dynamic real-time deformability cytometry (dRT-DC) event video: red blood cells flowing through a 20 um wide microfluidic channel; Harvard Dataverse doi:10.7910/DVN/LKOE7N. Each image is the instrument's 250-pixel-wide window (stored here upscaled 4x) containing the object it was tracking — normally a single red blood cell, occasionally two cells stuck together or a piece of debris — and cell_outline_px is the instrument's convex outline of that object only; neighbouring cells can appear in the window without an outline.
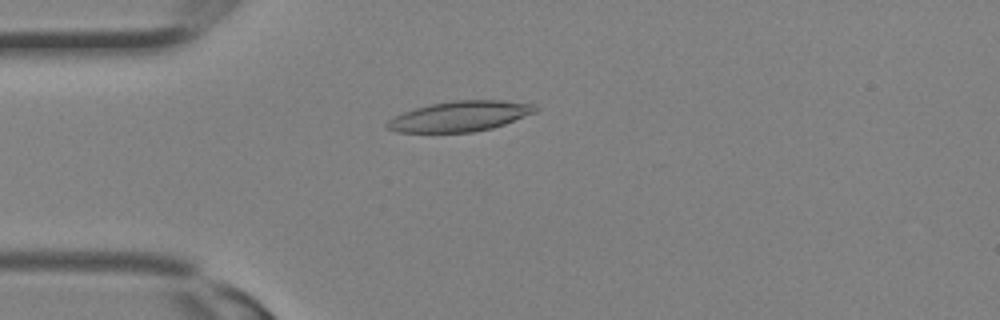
{"species": "Egyptian fruit bat (a non-hibernating species)", "species_latin": "Rousettus aegyptiacus", "temperature_condition": "room temperature", "stored_images_in_passage": 13, "camera_frame_rate_fps": 3000, "um_per_image_px": 0.085, "animal": {"sex": "female"}, "frame": {"image": 1, "passage_image": 8, "time_ms": 2.333, "image_size_px": [1000, 320], "cell_outline_px": [[540, 108], [536, 112], [504, 124], [492, 128], [472, 132], [396, 132], [384, 128], [384, 124], [392, 116], [416, 108], [432, 104], [452, 100], [500, 100], [536, 104]], "centroid_in_image_um": [39.08, 9.88], "position_along_channel_um": 45.9, "area_um2": 26.3}}
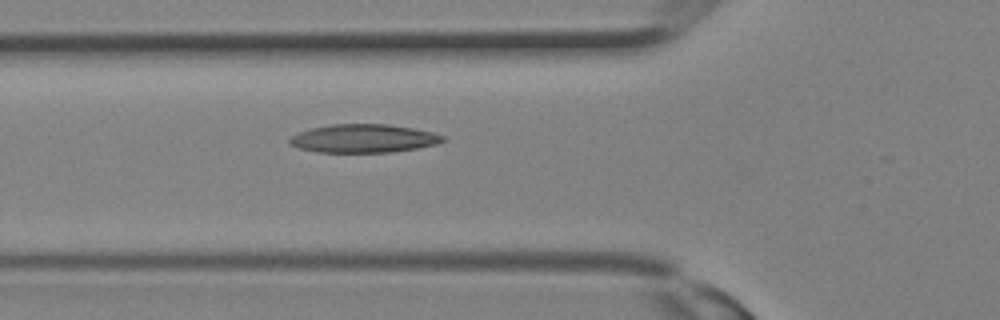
{"frame": {"image": 2, "passage_image": 11, "time_ms": 3.333, "image_size_px": [1000, 320], "cell_outline_px": [[448, 140], [436, 144], [416, 148], [392, 152], [316, 152], [300, 148], [288, 144], [288, 140], [292, 136], [300, 132], [312, 128], [332, 124], [388, 124], [412, 128], [432, 132], [444, 136]], "centroid_in_image_um": [30.91, 11.77], "position_along_channel_um": 94.9, "area_um2": 25.26}}
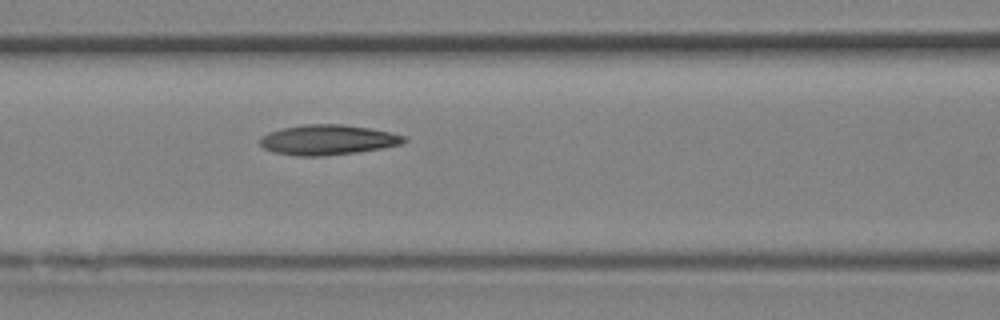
{"frame": {"image": 3, "passage_image": 13, "time_ms": 4.0, "image_size_px": [1000, 320], "cell_outline_px": [[408, 140], [400, 144], [380, 148], [356, 152], [324, 156], [296, 156], [272, 152], [264, 148], [260, 144], [260, 136], [268, 132], [280, 128], [304, 124], [344, 124], [368, 128], [388, 132], [404, 136]], "centroid_in_image_um": [27.79, 11.88], "position_along_channel_um": 138.8, "area_um2": 25.26}}